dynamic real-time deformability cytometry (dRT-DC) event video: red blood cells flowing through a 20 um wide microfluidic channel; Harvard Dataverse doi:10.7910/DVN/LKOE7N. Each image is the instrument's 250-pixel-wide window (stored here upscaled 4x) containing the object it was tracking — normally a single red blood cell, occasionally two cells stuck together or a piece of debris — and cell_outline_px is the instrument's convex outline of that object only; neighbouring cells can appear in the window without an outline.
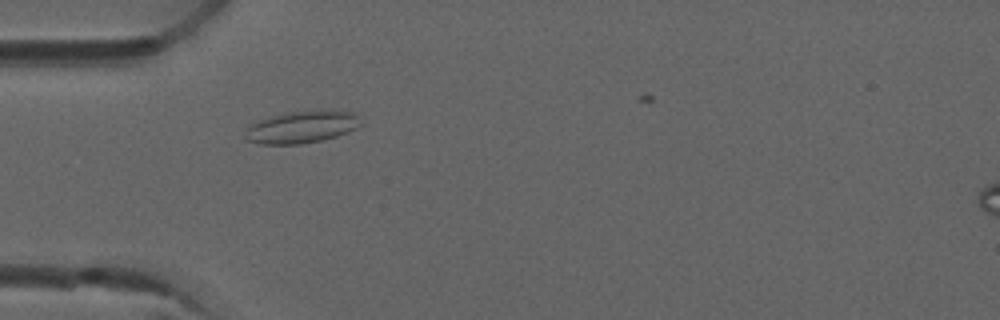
{"species": "common noctule bat (a hibernating species)", "species_latin": "Nyctalus noctula", "temperature_condition": "room temperature", "stored_images_in_passage": 3, "camera_frame_rate_fps": 3000, "um_per_image_px": 0.085, "animal": {"sex": "male", "forearm_length_mm": 52.5}, "frame": {"image": 1, "passage_image": 2, "time_ms": 0.333, "image_size_px": [1000, 320], "cell_outline_px": [[360, 124], [356, 128], [348, 132], [324, 140], [300, 144], [260, 144], [248, 140], [244, 136], [248, 128], [252, 124], [260, 120], [288, 112], [320, 108], [332, 108], [352, 112], [356, 116]], "centroid_in_image_um": [25.7, 10.77], "position_along_channel_um": 59.3, "area_um2": 21.85}}